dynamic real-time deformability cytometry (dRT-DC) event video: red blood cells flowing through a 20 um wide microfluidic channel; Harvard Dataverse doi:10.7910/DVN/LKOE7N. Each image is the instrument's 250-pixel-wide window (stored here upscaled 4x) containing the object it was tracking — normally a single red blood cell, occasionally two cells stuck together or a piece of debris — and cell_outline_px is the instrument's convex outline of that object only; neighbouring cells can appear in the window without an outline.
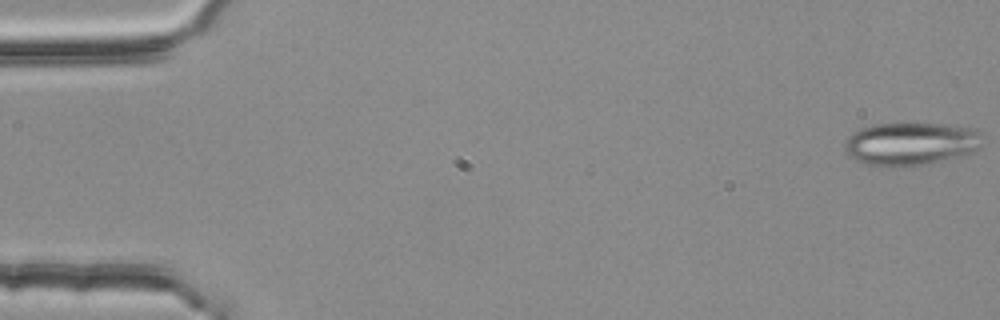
{"species": "common noctule bat (a hibernating species)", "species_latin": "Nyctalus noctula", "temperature_condition": "room temperature", "stored_images_in_passage": 54, "segment_of_instrument_passage": [1, 2], "camera_frame_rate_fps": 3000, "um_per_image_px": 0.085, "animal": {"sex": "female", "body_mass_g": 25.1}, "frame": {"image": 1, "passage_image": 1, "time_ms": 0.0, "image_size_px": [1000, 320], "cell_outline_px": [[984, 136], [980, 148], [972, 152], [924, 164], [896, 168], [864, 164], [856, 160], [844, 148], [844, 144], [848, 136], [852, 132], [860, 128], [872, 124], [904, 120], [944, 124], [976, 128]], "centroid_in_image_um": [77.41, 12.16], "position_along_channel_um": 7.6, "area_um2": 35.66}}